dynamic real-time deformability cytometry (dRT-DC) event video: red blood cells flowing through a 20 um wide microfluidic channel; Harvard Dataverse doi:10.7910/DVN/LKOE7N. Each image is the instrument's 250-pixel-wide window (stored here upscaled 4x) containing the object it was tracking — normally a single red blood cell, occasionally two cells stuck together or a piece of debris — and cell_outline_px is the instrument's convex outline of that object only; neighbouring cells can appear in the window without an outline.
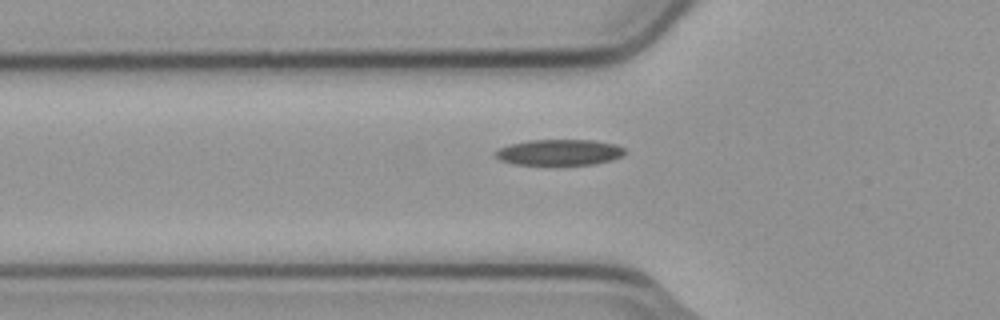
{"species": "common noctule bat (a hibernating species)", "species_latin": "Nyctalus noctula", "temperature_condition": "cold", "stored_images_in_passage": 42, "camera_frame_rate_fps": 3000, "um_per_image_px": 0.085, "animal": {"sex": "male", "body_mass_g": 23.1, "forearm_length_mm": 52.7}, "frame": {"image": 1, "passage_image": 13, "time_ms": 4.0, "image_size_px": [1000, 320], "cell_outline_px": [[628, 152], [624, 156], [612, 160], [596, 164], [516, 164], [500, 160], [492, 156], [492, 152], [500, 148], [512, 144], [528, 140], [596, 140], [616, 144], [624, 148]], "centroid_in_image_um": [47.58, 12.94], "position_along_channel_um": 78.2, "area_um2": 19.71}}
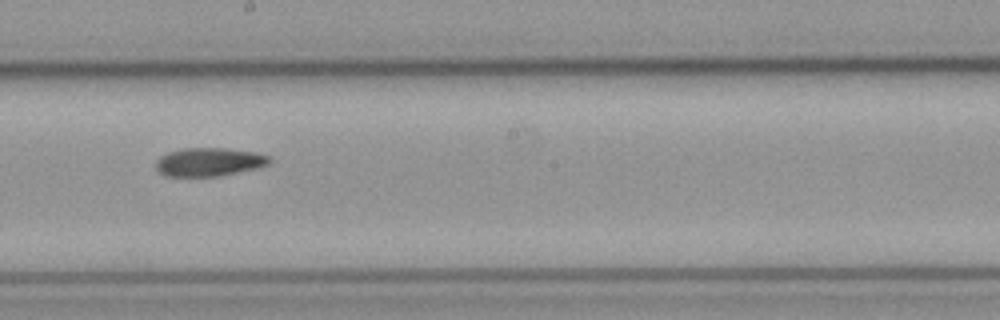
{"frame": {"image": 2, "passage_image": 25, "time_ms": 8.0, "image_size_px": [1000, 320], "cell_outline_px": [[272, 164], [260, 168], [220, 176], [164, 176], [156, 168], [156, 160], [160, 156], [168, 152], [184, 148], [224, 148], [256, 152], [268, 156], [272, 160]], "centroid_in_image_um": [17.82, 13.77], "position_along_channel_um": 230.4, "area_um2": 19.07}}
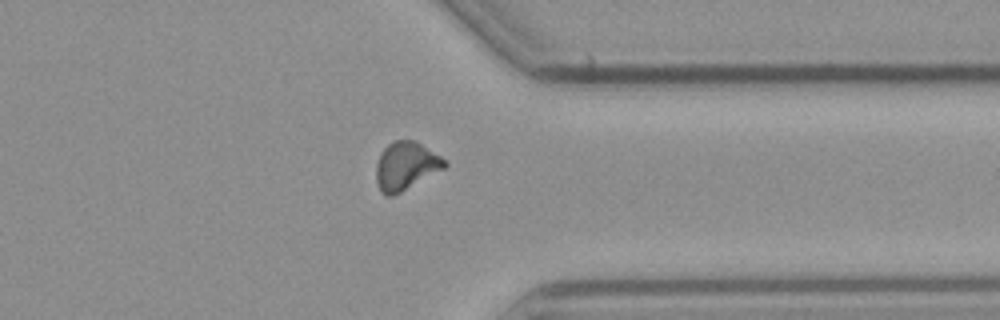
{"frame": {"image": 3, "passage_image": 37, "time_ms": 12.0, "image_size_px": [1000, 320], "cell_outline_px": [[448, 164], [444, 168], [400, 192], [392, 196], [384, 196], [380, 192], [376, 180], [376, 164], [380, 152], [388, 144], [396, 140], [416, 140], [448, 160]], "centroid_in_image_um": [34.49, 14.09], "position_along_channel_um": 376.9, "area_um2": 19.31}}